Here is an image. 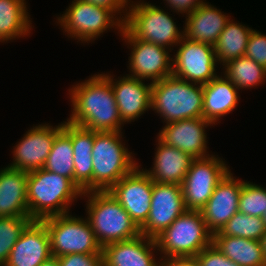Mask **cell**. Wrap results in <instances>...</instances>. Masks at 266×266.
I'll return each mask as SVG.
<instances>
[{
    "mask_svg": "<svg viewBox=\"0 0 266 266\" xmlns=\"http://www.w3.org/2000/svg\"><path fill=\"white\" fill-rule=\"evenodd\" d=\"M82 196L88 197L87 220L102 248L140 235V228L108 190L89 191Z\"/></svg>",
    "mask_w": 266,
    "mask_h": 266,
    "instance_id": "cell-4",
    "label": "cell"
},
{
    "mask_svg": "<svg viewBox=\"0 0 266 266\" xmlns=\"http://www.w3.org/2000/svg\"><path fill=\"white\" fill-rule=\"evenodd\" d=\"M122 132H95L92 148L93 191H107L138 163L122 143Z\"/></svg>",
    "mask_w": 266,
    "mask_h": 266,
    "instance_id": "cell-6",
    "label": "cell"
},
{
    "mask_svg": "<svg viewBox=\"0 0 266 266\" xmlns=\"http://www.w3.org/2000/svg\"><path fill=\"white\" fill-rule=\"evenodd\" d=\"M212 243L228 259L240 266H266L260 241L228 235H213Z\"/></svg>",
    "mask_w": 266,
    "mask_h": 266,
    "instance_id": "cell-26",
    "label": "cell"
},
{
    "mask_svg": "<svg viewBox=\"0 0 266 266\" xmlns=\"http://www.w3.org/2000/svg\"><path fill=\"white\" fill-rule=\"evenodd\" d=\"M73 147L71 144V123H63L62 130L56 135L51 152L43 169L63 175L74 182Z\"/></svg>",
    "mask_w": 266,
    "mask_h": 266,
    "instance_id": "cell-29",
    "label": "cell"
},
{
    "mask_svg": "<svg viewBox=\"0 0 266 266\" xmlns=\"http://www.w3.org/2000/svg\"><path fill=\"white\" fill-rule=\"evenodd\" d=\"M265 232L266 226L262 217H253L238 211L219 232L213 235H228L260 241Z\"/></svg>",
    "mask_w": 266,
    "mask_h": 266,
    "instance_id": "cell-31",
    "label": "cell"
},
{
    "mask_svg": "<svg viewBox=\"0 0 266 266\" xmlns=\"http://www.w3.org/2000/svg\"><path fill=\"white\" fill-rule=\"evenodd\" d=\"M260 242H261L262 249L264 251V256H265V259H266V232L264 233V235L261 238Z\"/></svg>",
    "mask_w": 266,
    "mask_h": 266,
    "instance_id": "cell-41",
    "label": "cell"
},
{
    "mask_svg": "<svg viewBox=\"0 0 266 266\" xmlns=\"http://www.w3.org/2000/svg\"><path fill=\"white\" fill-rule=\"evenodd\" d=\"M81 1L92 3L94 5L101 6V7H104L106 9H109L115 15V17L119 13H120L119 15H121V13H124L123 14L124 17L122 16L123 24H124L125 20L128 17V8L127 7L129 5L128 2L130 0H81Z\"/></svg>",
    "mask_w": 266,
    "mask_h": 266,
    "instance_id": "cell-37",
    "label": "cell"
},
{
    "mask_svg": "<svg viewBox=\"0 0 266 266\" xmlns=\"http://www.w3.org/2000/svg\"><path fill=\"white\" fill-rule=\"evenodd\" d=\"M33 220L30 217H0V266H4L11 249Z\"/></svg>",
    "mask_w": 266,
    "mask_h": 266,
    "instance_id": "cell-32",
    "label": "cell"
},
{
    "mask_svg": "<svg viewBox=\"0 0 266 266\" xmlns=\"http://www.w3.org/2000/svg\"><path fill=\"white\" fill-rule=\"evenodd\" d=\"M262 221L265 223V226H266V210L264 214L262 215Z\"/></svg>",
    "mask_w": 266,
    "mask_h": 266,
    "instance_id": "cell-42",
    "label": "cell"
},
{
    "mask_svg": "<svg viewBox=\"0 0 266 266\" xmlns=\"http://www.w3.org/2000/svg\"><path fill=\"white\" fill-rule=\"evenodd\" d=\"M111 82L119 115L124 123L139 118L151 109L152 83L131 77L128 74L117 81L109 74H104ZM144 81V82H143Z\"/></svg>",
    "mask_w": 266,
    "mask_h": 266,
    "instance_id": "cell-18",
    "label": "cell"
},
{
    "mask_svg": "<svg viewBox=\"0 0 266 266\" xmlns=\"http://www.w3.org/2000/svg\"><path fill=\"white\" fill-rule=\"evenodd\" d=\"M51 254L45 224L33 220L14 244L4 266H39Z\"/></svg>",
    "mask_w": 266,
    "mask_h": 266,
    "instance_id": "cell-19",
    "label": "cell"
},
{
    "mask_svg": "<svg viewBox=\"0 0 266 266\" xmlns=\"http://www.w3.org/2000/svg\"><path fill=\"white\" fill-rule=\"evenodd\" d=\"M208 126H212V123L204 118L184 119L166 124L157 137L194 159L205 158L211 156L207 151L205 128Z\"/></svg>",
    "mask_w": 266,
    "mask_h": 266,
    "instance_id": "cell-16",
    "label": "cell"
},
{
    "mask_svg": "<svg viewBox=\"0 0 266 266\" xmlns=\"http://www.w3.org/2000/svg\"><path fill=\"white\" fill-rule=\"evenodd\" d=\"M201 266H240L236 262L228 259L220 250L212 243L204 248L198 255L194 257Z\"/></svg>",
    "mask_w": 266,
    "mask_h": 266,
    "instance_id": "cell-35",
    "label": "cell"
},
{
    "mask_svg": "<svg viewBox=\"0 0 266 266\" xmlns=\"http://www.w3.org/2000/svg\"><path fill=\"white\" fill-rule=\"evenodd\" d=\"M62 128L63 123L56 127L47 123L33 126L14 146L13 162L8 167L26 172L43 168L53 141Z\"/></svg>",
    "mask_w": 266,
    "mask_h": 266,
    "instance_id": "cell-15",
    "label": "cell"
},
{
    "mask_svg": "<svg viewBox=\"0 0 266 266\" xmlns=\"http://www.w3.org/2000/svg\"><path fill=\"white\" fill-rule=\"evenodd\" d=\"M58 258L61 266H103V254H68Z\"/></svg>",
    "mask_w": 266,
    "mask_h": 266,
    "instance_id": "cell-36",
    "label": "cell"
},
{
    "mask_svg": "<svg viewBox=\"0 0 266 266\" xmlns=\"http://www.w3.org/2000/svg\"><path fill=\"white\" fill-rule=\"evenodd\" d=\"M244 56L254 60L266 69V35L252 30Z\"/></svg>",
    "mask_w": 266,
    "mask_h": 266,
    "instance_id": "cell-34",
    "label": "cell"
},
{
    "mask_svg": "<svg viewBox=\"0 0 266 266\" xmlns=\"http://www.w3.org/2000/svg\"><path fill=\"white\" fill-rule=\"evenodd\" d=\"M83 192L69 178L43 168L28 172L27 204L29 217L44 218L70 213V205Z\"/></svg>",
    "mask_w": 266,
    "mask_h": 266,
    "instance_id": "cell-2",
    "label": "cell"
},
{
    "mask_svg": "<svg viewBox=\"0 0 266 266\" xmlns=\"http://www.w3.org/2000/svg\"><path fill=\"white\" fill-rule=\"evenodd\" d=\"M266 210V188L243 181L238 211L253 217H262Z\"/></svg>",
    "mask_w": 266,
    "mask_h": 266,
    "instance_id": "cell-33",
    "label": "cell"
},
{
    "mask_svg": "<svg viewBox=\"0 0 266 266\" xmlns=\"http://www.w3.org/2000/svg\"><path fill=\"white\" fill-rule=\"evenodd\" d=\"M224 162L215 155L192 161L181 183L186 210L200 211L205 206L217 184L230 171Z\"/></svg>",
    "mask_w": 266,
    "mask_h": 266,
    "instance_id": "cell-10",
    "label": "cell"
},
{
    "mask_svg": "<svg viewBox=\"0 0 266 266\" xmlns=\"http://www.w3.org/2000/svg\"><path fill=\"white\" fill-rule=\"evenodd\" d=\"M39 266H61L59 258L56 256H50L44 262H42Z\"/></svg>",
    "mask_w": 266,
    "mask_h": 266,
    "instance_id": "cell-40",
    "label": "cell"
},
{
    "mask_svg": "<svg viewBox=\"0 0 266 266\" xmlns=\"http://www.w3.org/2000/svg\"><path fill=\"white\" fill-rule=\"evenodd\" d=\"M203 87L170 75L152 83L151 108L166 124L203 118Z\"/></svg>",
    "mask_w": 266,
    "mask_h": 266,
    "instance_id": "cell-3",
    "label": "cell"
},
{
    "mask_svg": "<svg viewBox=\"0 0 266 266\" xmlns=\"http://www.w3.org/2000/svg\"><path fill=\"white\" fill-rule=\"evenodd\" d=\"M139 167L138 165L132 172L122 177L108 191L140 228L149 216L153 180Z\"/></svg>",
    "mask_w": 266,
    "mask_h": 266,
    "instance_id": "cell-13",
    "label": "cell"
},
{
    "mask_svg": "<svg viewBox=\"0 0 266 266\" xmlns=\"http://www.w3.org/2000/svg\"><path fill=\"white\" fill-rule=\"evenodd\" d=\"M114 16L109 9L81 0H74L64 14L57 17V23L64 28L67 36L69 35L68 37L88 43L112 27L119 29V33L121 32L123 18Z\"/></svg>",
    "mask_w": 266,
    "mask_h": 266,
    "instance_id": "cell-9",
    "label": "cell"
},
{
    "mask_svg": "<svg viewBox=\"0 0 266 266\" xmlns=\"http://www.w3.org/2000/svg\"><path fill=\"white\" fill-rule=\"evenodd\" d=\"M243 181L229 171L217 184L213 194L200 210L208 230L214 234L238 212Z\"/></svg>",
    "mask_w": 266,
    "mask_h": 266,
    "instance_id": "cell-17",
    "label": "cell"
},
{
    "mask_svg": "<svg viewBox=\"0 0 266 266\" xmlns=\"http://www.w3.org/2000/svg\"><path fill=\"white\" fill-rule=\"evenodd\" d=\"M25 0H0V42L30 34L31 20Z\"/></svg>",
    "mask_w": 266,
    "mask_h": 266,
    "instance_id": "cell-27",
    "label": "cell"
},
{
    "mask_svg": "<svg viewBox=\"0 0 266 266\" xmlns=\"http://www.w3.org/2000/svg\"><path fill=\"white\" fill-rule=\"evenodd\" d=\"M120 35L132 48L128 61L132 74L129 76L154 83L172 75L171 50L135 38L124 26Z\"/></svg>",
    "mask_w": 266,
    "mask_h": 266,
    "instance_id": "cell-12",
    "label": "cell"
},
{
    "mask_svg": "<svg viewBox=\"0 0 266 266\" xmlns=\"http://www.w3.org/2000/svg\"><path fill=\"white\" fill-rule=\"evenodd\" d=\"M48 231L52 256L68 254H103L90 223L85 218L68 214L55 215L41 220Z\"/></svg>",
    "mask_w": 266,
    "mask_h": 266,
    "instance_id": "cell-8",
    "label": "cell"
},
{
    "mask_svg": "<svg viewBox=\"0 0 266 266\" xmlns=\"http://www.w3.org/2000/svg\"><path fill=\"white\" fill-rule=\"evenodd\" d=\"M223 13L207 2L199 5L192 13L186 15L184 36L192 41L214 46L231 19Z\"/></svg>",
    "mask_w": 266,
    "mask_h": 266,
    "instance_id": "cell-21",
    "label": "cell"
},
{
    "mask_svg": "<svg viewBox=\"0 0 266 266\" xmlns=\"http://www.w3.org/2000/svg\"><path fill=\"white\" fill-rule=\"evenodd\" d=\"M160 259L194 258L210 246L213 234L208 230L201 211L186 210L155 238Z\"/></svg>",
    "mask_w": 266,
    "mask_h": 266,
    "instance_id": "cell-5",
    "label": "cell"
},
{
    "mask_svg": "<svg viewBox=\"0 0 266 266\" xmlns=\"http://www.w3.org/2000/svg\"><path fill=\"white\" fill-rule=\"evenodd\" d=\"M160 266H201L195 258H178L161 260Z\"/></svg>",
    "mask_w": 266,
    "mask_h": 266,
    "instance_id": "cell-39",
    "label": "cell"
},
{
    "mask_svg": "<svg viewBox=\"0 0 266 266\" xmlns=\"http://www.w3.org/2000/svg\"><path fill=\"white\" fill-rule=\"evenodd\" d=\"M203 87V118L212 124L231 113L239 100L238 88L225 76L217 75Z\"/></svg>",
    "mask_w": 266,
    "mask_h": 266,
    "instance_id": "cell-24",
    "label": "cell"
},
{
    "mask_svg": "<svg viewBox=\"0 0 266 266\" xmlns=\"http://www.w3.org/2000/svg\"><path fill=\"white\" fill-rule=\"evenodd\" d=\"M128 17L123 26L137 39L157 44L171 50L184 36L176 22L160 7L147 2L134 3L128 6Z\"/></svg>",
    "mask_w": 266,
    "mask_h": 266,
    "instance_id": "cell-7",
    "label": "cell"
},
{
    "mask_svg": "<svg viewBox=\"0 0 266 266\" xmlns=\"http://www.w3.org/2000/svg\"><path fill=\"white\" fill-rule=\"evenodd\" d=\"M157 149L152 170H144L155 183L179 184L183 182L194 160L183 151L166 145L157 138Z\"/></svg>",
    "mask_w": 266,
    "mask_h": 266,
    "instance_id": "cell-23",
    "label": "cell"
},
{
    "mask_svg": "<svg viewBox=\"0 0 266 266\" xmlns=\"http://www.w3.org/2000/svg\"><path fill=\"white\" fill-rule=\"evenodd\" d=\"M28 172L5 167L0 170V217H29Z\"/></svg>",
    "mask_w": 266,
    "mask_h": 266,
    "instance_id": "cell-22",
    "label": "cell"
},
{
    "mask_svg": "<svg viewBox=\"0 0 266 266\" xmlns=\"http://www.w3.org/2000/svg\"><path fill=\"white\" fill-rule=\"evenodd\" d=\"M185 211L181 185L153 182L151 208L140 234L155 239Z\"/></svg>",
    "mask_w": 266,
    "mask_h": 266,
    "instance_id": "cell-14",
    "label": "cell"
},
{
    "mask_svg": "<svg viewBox=\"0 0 266 266\" xmlns=\"http://www.w3.org/2000/svg\"><path fill=\"white\" fill-rule=\"evenodd\" d=\"M72 113L71 124L95 132H121L124 125L110 80L103 74H94L88 80L69 89Z\"/></svg>",
    "mask_w": 266,
    "mask_h": 266,
    "instance_id": "cell-1",
    "label": "cell"
},
{
    "mask_svg": "<svg viewBox=\"0 0 266 266\" xmlns=\"http://www.w3.org/2000/svg\"><path fill=\"white\" fill-rule=\"evenodd\" d=\"M252 28L229 20L214 45L216 60L221 65L245 55Z\"/></svg>",
    "mask_w": 266,
    "mask_h": 266,
    "instance_id": "cell-28",
    "label": "cell"
},
{
    "mask_svg": "<svg viewBox=\"0 0 266 266\" xmlns=\"http://www.w3.org/2000/svg\"><path fill=\"white\" fill-rule=\"evenodd\" d=\"M223 66L224 76L238 89L253 88L266 80V69L245 56L231 60Z\"/></svg>",
    "mask_w": 266,
    "mask_h": 266,
    "instance_id": "cell-30",
    "label": "cell"
},
{
    "mask_svg": "<svg viewBox=\"0 0 266 266\" xmlns=\"http://www.w3.org/2000/svg\"><path fill=\"white\" fill-rule=\"evenodd\" d=\"M95 131L71 124L74 183L85 193L93 191L92 148Z\"/></svg>",
    "mask_w": 266,
    "mask_h": 266,
    "instance_id": "cell-25",
    "label": "cell"
},
{
    "mask_svg": "<svg viewBox=\"0 0 266 266\" xmlns=\"http://www.w3.org/2000/svg\"><path fill=\"white\" fill-rule=\"evenodd\" d=\"M178 46L172 57V75L200 85L209 83L217 76L215 69L218 63L213 45L183 36Z\"/></svg>",
    "mask_w": 266,
    "mask_h": 266,
    "instance_id": "cell-11",
    "label": "cell"
},
{
    "mask_svg": "<svg viewBox=\"0 0 266 266\" xmlns=\"http://www.w3.org/2000/svg\"><path fill=\"white\" fill-rule=\"evenodd\" d=\"M156 240L144 235L107 244L103 247V266H160L153 255Z\"/></svg>",
    "mask_w": 266,
    "mask_h": 266,
    "instance_id": "cell-20",
    "label": "cell"
},
{
    "mask_svg": "<svg viewBox=\"0 0 266 266\" xmlns=\"http://www.w3.org/2000/svg\"><path fill=\"white\" fill-rule=\"evenodd\" d=\"M168 6L177 13H185L186 15L192 13L196 7L205 3L202 0H164Z\"/></svg>",
    "mask_w": 266,
    "mask_h": 266,
    "instance_id": "cell-38",
    "label": "cell"
}]
</instances>
